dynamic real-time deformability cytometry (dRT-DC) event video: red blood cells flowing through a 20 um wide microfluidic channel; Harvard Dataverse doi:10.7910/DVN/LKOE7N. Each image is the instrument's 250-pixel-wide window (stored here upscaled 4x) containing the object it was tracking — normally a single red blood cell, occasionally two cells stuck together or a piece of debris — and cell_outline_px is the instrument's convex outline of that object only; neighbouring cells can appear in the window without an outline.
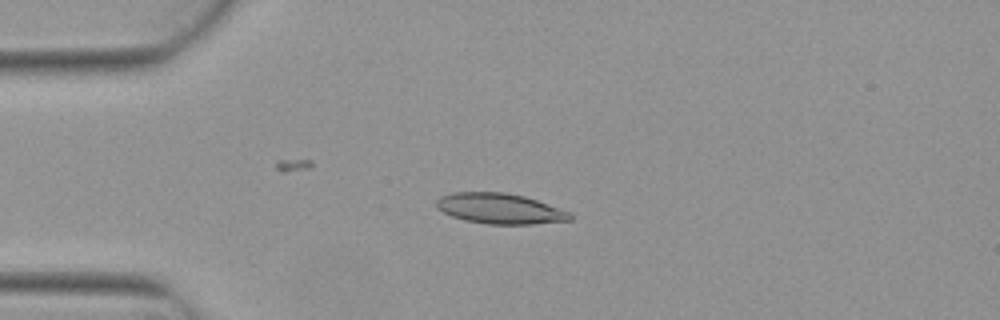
{"species": "Egyptian fruit bat (a non-hibernating species)", "species_latin": "Rousettus aegyptiacus", "temperature_condition": "warm", "stored_images_in_passage": 6, "camera_frame_rate_fps": 3000, "um_per_image_px": 0.085, "animal": {"sex": "female"}, "frame": {"image": 1, "passage_image": 5, "time_ms": 1.333, "image_size_px": [1000, 320], "cell_outline_px": [[572, 220], [532, 224], [488, 224], [464, 220], [452, 216], [436, 208], [436, 200], [440, 196], [452, 192], [504, 192], [524, 196], [572, 212]], "centroid_in_image_um": [42.49, 17.73], "position_along_channel_um": 42.5, "area_um2": 23.81}}